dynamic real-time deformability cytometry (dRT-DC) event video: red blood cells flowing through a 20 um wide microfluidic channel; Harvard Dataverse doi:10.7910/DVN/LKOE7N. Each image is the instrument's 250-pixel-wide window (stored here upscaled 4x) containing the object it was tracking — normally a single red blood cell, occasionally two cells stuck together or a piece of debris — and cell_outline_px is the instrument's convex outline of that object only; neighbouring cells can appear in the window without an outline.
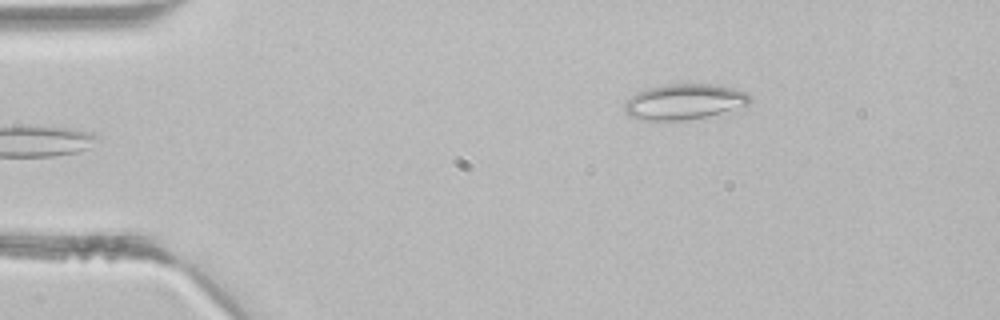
{"species": "common noctule bat (a hibernating species)", "species_latin": "Nyctalus noctula", "temperature_condition": "room temperature", "stored_images_in_passage": 3, "camera_frame_rate_fps": 3000, "um_per_image_px": 0.085, "animal": {"sex": "male", "body_mass_g": 21.5, "forearm_length_mm": 52.0}, "frame": {"image": 1, "passage_image": 3, "time_ms": 0.667, "image_size_px": [1000, 320], "cell_outline_px": [[752, 100], [748, 104], [708, 116], [684, 120], [636, 120], [628, 116], [624, 108], [624, 104], [636, 92], [648, 88], [668, 84], [712, 84], [732, 88], [748, 92], [752, 96]], "centroid_in_image_um": [58.14, 8.65], "position_along_channel_um": 26.9, "area_um2": 25.89}}